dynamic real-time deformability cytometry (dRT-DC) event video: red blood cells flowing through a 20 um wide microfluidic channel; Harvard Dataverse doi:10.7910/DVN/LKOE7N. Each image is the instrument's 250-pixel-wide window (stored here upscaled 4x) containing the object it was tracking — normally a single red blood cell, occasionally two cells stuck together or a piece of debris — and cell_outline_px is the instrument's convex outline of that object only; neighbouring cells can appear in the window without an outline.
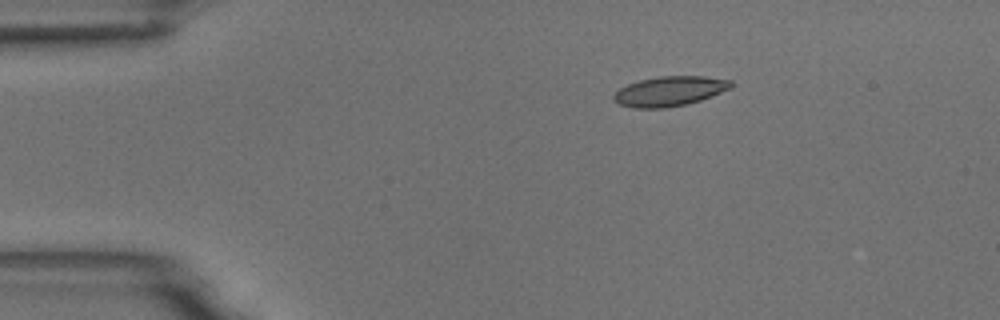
{"species": "common noctule bat (a hibernating species)", "species_latin": "Nyctalus noctula", "temperature_condition": "room temperature", "stored_images_in_passage": 4, "camera_frame_rate_fps": 3000, "um_per_image_px": 0.085, "animal": {"sex": "male", "body_mass_g": 18.8}, "frame": {"image": 1, "passage_image": 1, "time_ms": 0.0, "image_size_px": [1000, 320], "cell_outline_px": [[732, 88], [700, 100], [688, 104], [664, 108], [632, 108], [620, 104], [612, 100], [612, 96], [620, 88], [628, 84], [640, 80], [660, 76], [704, 76], [732, 80]], "centroid_in_image_um": [56.91, 7.75], "position_along_channel_um": 28.1, "area_um2": 20.4}}
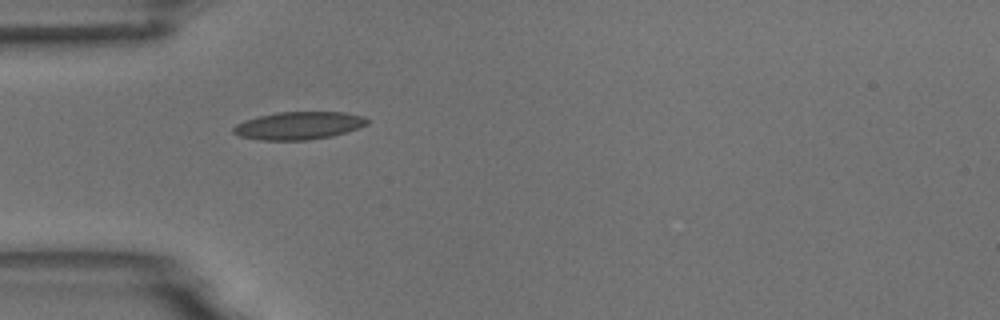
{"frame": {"image": 2, "passage_image": 3, "time_ms": 2.333, "image_size_px": [1000, 320], "cell_outline_px": [[368, 124], [332, 136], [308, 140], [260, 140], [240, 136], [232, 132], [232, 128], [236, 124], [244, 120], [276, 112], [344, 112], [360, 116], [368, 120]], "centroid_in_image_um": [25.34, 10.68], "position_along_channel_um": 59.7, "area_um2": 21.44}}